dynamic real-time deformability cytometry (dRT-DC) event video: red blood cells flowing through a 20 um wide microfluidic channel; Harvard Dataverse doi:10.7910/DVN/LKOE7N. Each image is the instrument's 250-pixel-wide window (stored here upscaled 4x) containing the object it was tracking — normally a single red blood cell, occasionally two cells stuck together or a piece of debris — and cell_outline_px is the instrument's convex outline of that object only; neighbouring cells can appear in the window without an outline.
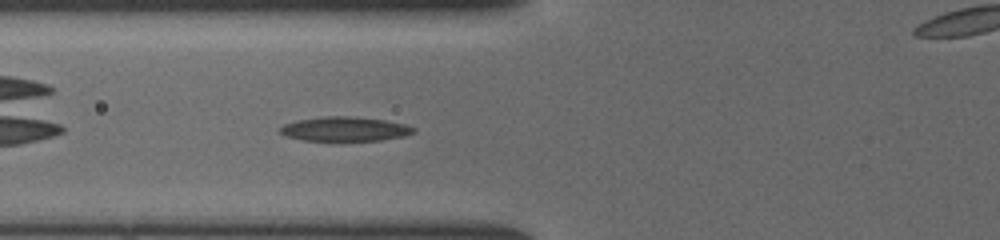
{"species": "common noctule bat (a hibernating species)", "species_latin": "Nyctalus noctula", "temperature_condition": "cold", "stored_images_in_passage": 35, "camera_frame_rate_fps": 3000, "um_per_image_px": 0.085, "animal": {"sex": "female", "body_mass_g": 19.5, "forearm_length_mm": 54.1}, "frame": {"image": 1, "passage_image": 5, "time_ms": 1.333, "image_size_px": [1000, 240], "cell_outline_px": [[416, 132], [404, 136], [380, 140], [332, 144], [328, 144], [300, 140], [288, 136], [280, 132], [280, 128], [284, 124], [300, 120], [324, 116], [352, 116], [384, 120], [404, 124], [416, 128]], "centroid_in_image_um": [29.3, 11.02], "position_along_channel_um": 96.5, "area_um2": 19.88}}
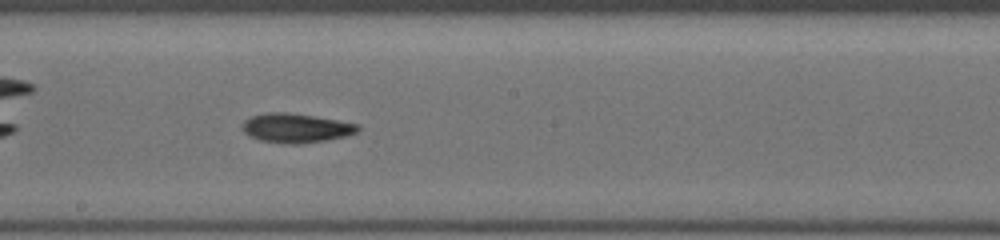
{"frame": {"image": 2, "passage_image": 14, "time_ms": 4.333, "image_size_px": [1000, 240], "cell_outline_px": [[360, 128], [356, 132], [344, 136], [324, 140], [296, 144], [288, 144], [260, 140], [244, 132], [244, 120], [252, 116], [268, 112], [288, 112], [360, 124]], "centroid_in_image_um": [25.16, 10.87], "position_along_channel_um": 223.0, "area_um2": 19.25}}
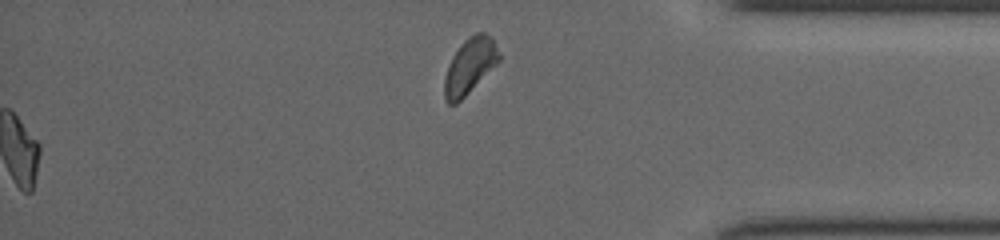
{"frame": {"image": 3, "passage_image": 35, "time_ms": 11.333, "image_size_px": [1000, 240], "cell_outline_px": [[500, 60], [456, 104], [448, 104], [444, 100], [444, 80], [452, 56], [460, 44], [468, 36], [476, 32], [484, 32], [492, 36], [500, 56]], "centroid_in_image_um": [39.92, 5.57], "position_along_channel_um": 395.3, "area_um2": 17.46}}